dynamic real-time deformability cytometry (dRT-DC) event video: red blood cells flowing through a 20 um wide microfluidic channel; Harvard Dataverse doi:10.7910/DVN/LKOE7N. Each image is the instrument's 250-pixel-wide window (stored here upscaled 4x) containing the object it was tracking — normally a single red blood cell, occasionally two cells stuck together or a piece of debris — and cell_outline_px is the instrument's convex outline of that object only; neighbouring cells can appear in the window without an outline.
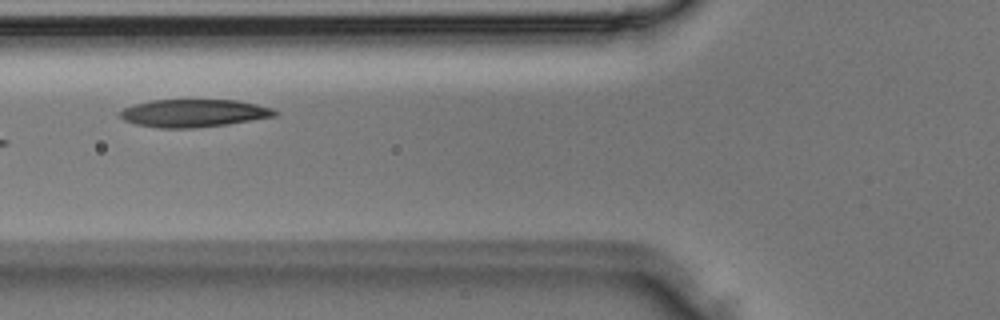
{"species": "Egyptian fruit bat (a non-hibernating species)", "species_latin": "Rousettus aegyptiacus", "temperature_condition": "room temperature", "stored_images_in_passage": 5, "camera_frame_rate_fps": 3000, "um_per_image_px": 0.085, "animal": {"sex": "male"}, "frame": {"image": 1, "passage_image": 5, "time_ms": 1.333, "image_size_px": [1000, 320], "cell_outline_px": [[280, 112], [276, 116], [228, 124], [192, 128], [160, 128], [136, 124], [124, 120], [120, 116], [120, 112], [124, 108], [132, 104], [152, 100], [236, 100], [256, 104], [272, 108]], "centroid_in_image_um": [16.48, 9.61], "position_along_channel_um": 109.3, "area_um2": 25.03}}